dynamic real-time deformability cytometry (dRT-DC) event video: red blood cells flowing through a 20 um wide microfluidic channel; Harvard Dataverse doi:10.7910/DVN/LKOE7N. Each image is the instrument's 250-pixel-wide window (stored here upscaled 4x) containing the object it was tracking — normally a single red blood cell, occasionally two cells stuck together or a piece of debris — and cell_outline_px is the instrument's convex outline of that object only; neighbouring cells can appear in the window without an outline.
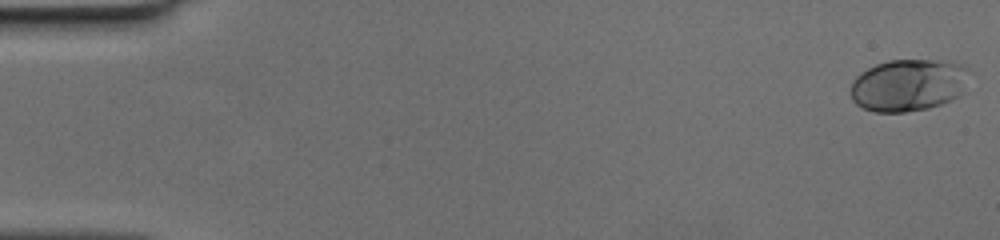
{"species": "human", "species_latin": "Homo sapiens", "temperature_condition": "cold", "stored_images_in_passage": 49, "camera_frame_rate_fps": 3000, "um_per_image_px": 0.085, "donor": {"sex": "female"}, "frame": {"image": 1, "passage_image": 1, "time_ms": 0.0, "image_size_px": [1000, 240], "cell_outline_px": [[972, 72], [964, 92], [952, 100], [928, 108], [904, 112], [872, 112], [856, 104], [852, 100], [848, 92], [852, 80], [860, 72], [876, 64], [888, 60], [928, 60], [964, 64]], "centroid_in_image_um": [77.22, 7.23], "position_along_channel_um": 7.8, "area_um2": 36.76}}
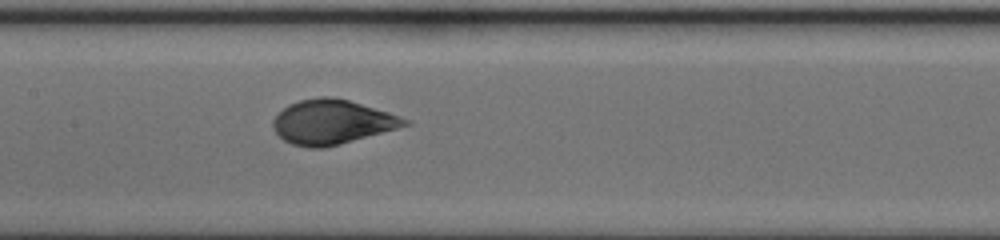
{"frame": {"image": 2, "passage_image": 25, "time_ms": 8.0, "image_size_px": [1000, 240], "cell_outline_px": [[412, 124], [340, 144], [324, 148], [308, 148], [292, 144], [284, 140], [276, 132], [272, 124], [272, 120], [288, 104], [300, 100], [320, 96], [332, 96], [348, 100], [388, 112], [412, 120]], "centroid_in_image_um": [28.23, 10.37], "position_along_channel_um": 179.2, "area_um2": 33.99}}
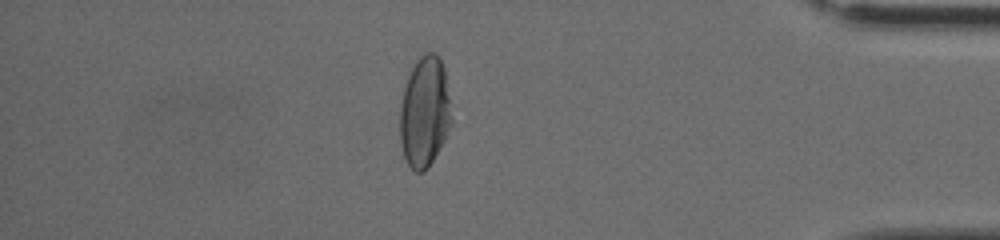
{"frame": {"image": 3, "passage_image": 43, "time_ms": 14.0, "image_size_px": [1000, 240], "cell_outline_px": [[452, 120], [444, 140], [428, 168], [424, 172], [416, 172], [408, 164], [404, 156], [400, 140], [400, 104], [404, 88], [408, 76], [416, 60], [424, 52], [436, 52], [444, 68]], "centroid_in_image_um": [36.08, 9.51], "position_along_channel_um": 399.1, "area_um2": 33.06}}